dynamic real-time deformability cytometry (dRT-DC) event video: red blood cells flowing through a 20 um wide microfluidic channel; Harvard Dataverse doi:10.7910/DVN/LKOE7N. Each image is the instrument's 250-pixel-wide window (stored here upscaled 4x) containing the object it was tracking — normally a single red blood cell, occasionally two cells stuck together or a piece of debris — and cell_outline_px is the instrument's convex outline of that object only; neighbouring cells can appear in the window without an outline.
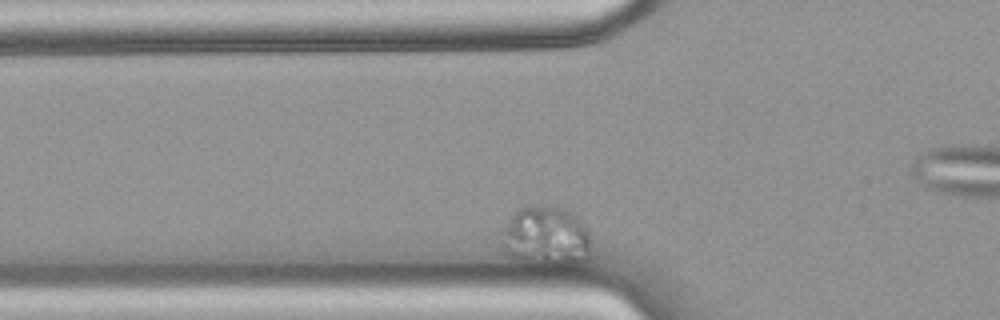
{"species": "common noctule bat (a hibernating species)", "species_latin": "Nyctalus noctula", "temperature_condition": "warm", "stored_images_in_passage": 37, "camera_frame_rate_fps": 3000, "um_per_image_px": 0.085, "animal": {"sex": "female", "body_mass_g": 18.4}, "frame": {"image": 1, "passage_image": 3, "time_ms": 0.667, "image_size_px": [1000, 320], "cell_outline_px": [[588, 260], [580, 264], [548, 264], [520, 260], [508, 256], [500, 248], [500, 244], [504, 228], [508, 220], [520, 208], [564, 208], [572, 212], [588, 228]], "centroid_in_image_um": [46.4, 20.12], "position_along_channel_um": 79.4, "area_um2": 30.58}}
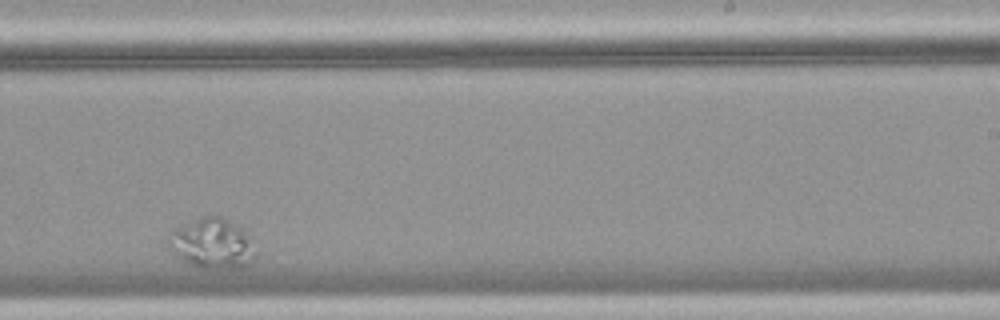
{"frame": {"image": 2, "passage_image": 24, "time_ms": 7.667, "image_size_px": [1000, 320], "cell_outline_px": [[256, 256], [244, 268], [200, 268], [180, 260], [172, 252], [168, 244], [168, 240], [172, 228], [200, 216], [220, 216], [240, 228], [248, 236]], "centroid_in_image_um": [17.97, 20.71], "position_along_channel_um": 271.0, "area_um2": 25.43}}
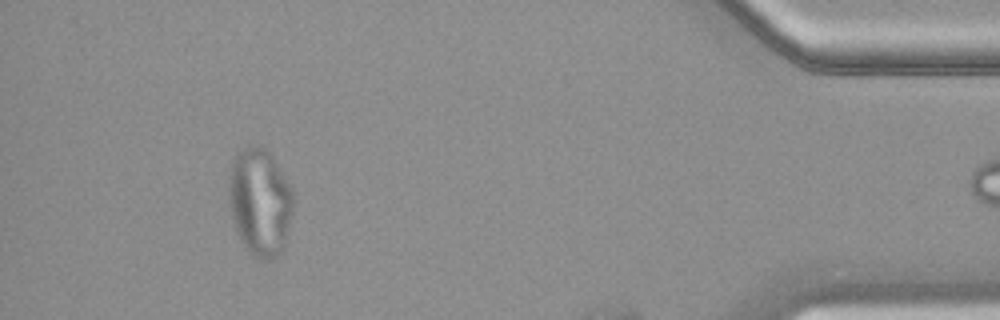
{"frame": {"image": 3, "passage_image": 36, "time_ms": 11.667, "image_size_px": [1000, 320], "cell_outline_px": [[292, 212], [284, 244], [280, 252], [272, 260], [264, 260], [256, 256], [240, 240], [228, 204], [228, 188], [232, 164], [236, 152], [248, 144], [256, 144], [264, 148], [272, 156], [292, 188]], "centroid_in_image_um": [22.07, 17.11], "position_along_channel_um": 413.1, "area_um2": 40.11}}